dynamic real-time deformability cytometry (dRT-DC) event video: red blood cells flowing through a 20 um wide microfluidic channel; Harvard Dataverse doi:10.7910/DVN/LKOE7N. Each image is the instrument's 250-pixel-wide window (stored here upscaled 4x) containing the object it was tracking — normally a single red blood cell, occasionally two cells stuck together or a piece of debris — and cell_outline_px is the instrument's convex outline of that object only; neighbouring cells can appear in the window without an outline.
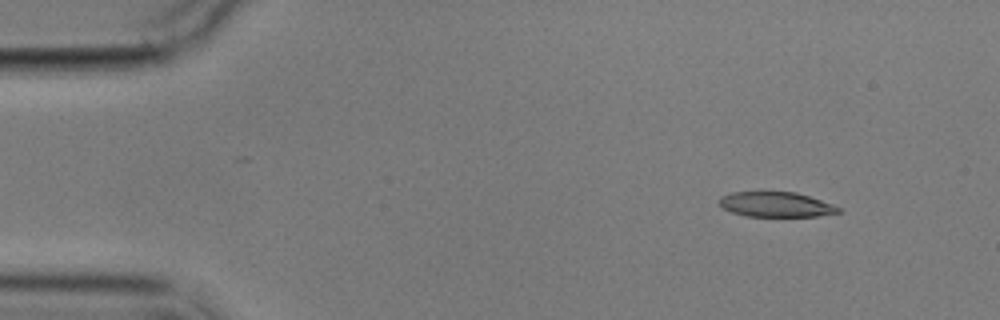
{"species": "common noctule bat (a hibernating species)", "species_latin": "Nyctalus noctula", "temperature_condition": "cold", "stored_images_in_passage": 8, "camera_frame_rate_fps": 3000, "um_per_image_px": 0.085, "animal": {"sex": "male", "body_mass_g": 17.9}, "frame": {"image": 1, "passage_image": 1, "time_ms": 0.0, "image_size_px": [1000, 320], "cell_outline_px": [[840, 212], [816, 216], [744, 216], [732, 212], [724, 208], [716, 200], [720, 196], [732, 192], [796, 192], [832, 204], [840, 208]], "centroid_in_image_um": [65.9, 17.38], "position_along_channel_um": 19.1, "area_um2": 17.22}}
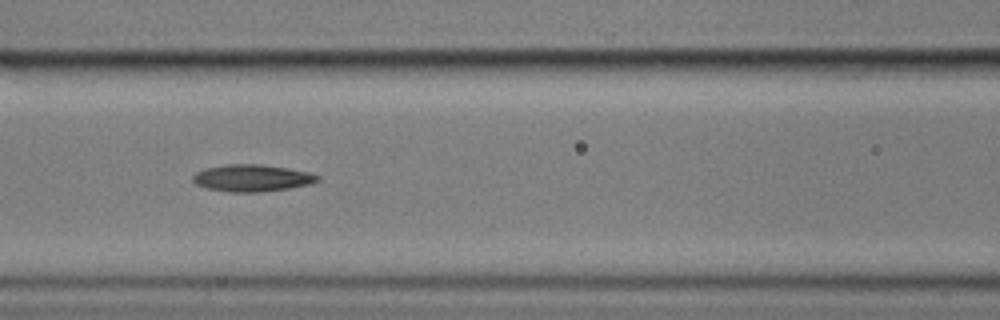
{"frame": {"image": 2, "passage_image": 5, "time_ms": 6.0, "image_size_px": [1000, 320], "cell_outline_px": [[320, 180], [312, 184], [288, 188], [260, 192], [228, 192], [204, 188], [196, 184], [192, 180], [192, 176], [196, 172], [204, 168], [228, 164], [260, 164], [288, 168], [308, 172], [320, 176]], "centroid_in_image_um": [21.4, 15.13], "position_along_channel_um": 145.2, "area_um2": 19.77}}
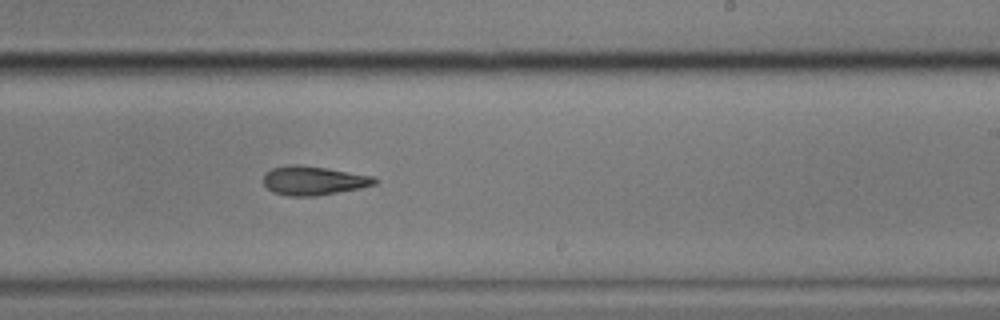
{"frame": {"image": 3, "passage_image": 8, "time_ms": 9.333, "image_size_px": [1000, 320], "cell_outline_px": [[380, 180], [376, 184], [360, 188], [316, 196], [288, 196], [272, 192], [264, 184], [264, 172], [272, 168], [292, 164], [296, 164], [328, 168], [376, 176]], "centroid_in_image_um": [26.68, 15.34], "position_along_channel_um": 262.3, "area_um2": 19.02}}